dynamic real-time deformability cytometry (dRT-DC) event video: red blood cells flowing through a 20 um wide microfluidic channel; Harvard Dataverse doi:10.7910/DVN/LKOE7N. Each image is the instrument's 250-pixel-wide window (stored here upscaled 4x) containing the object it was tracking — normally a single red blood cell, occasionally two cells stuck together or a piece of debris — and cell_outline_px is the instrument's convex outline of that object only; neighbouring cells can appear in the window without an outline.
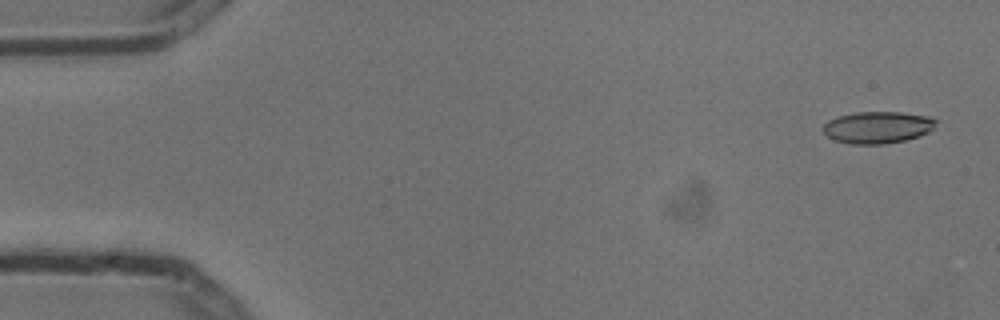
{"species": "common noctule bat (a hibernating species)", "species_latin": "Nyctalus noctula", "temperature_condition": "cold", "stored_images_in_passage": 4, "camera_frame_rate_fps": 3000, "um_per_image_px": 0.085, "animal": {"sex": "male", "body_mass_g": 13.3}, "frame": {"image": 1, "passage_image": 1, "time_ms": 0.0, "image_size_px": [1000, 320], "cell_outline_px": [[936, 120], [932, 128], [928, 132], [920, 136], [904, 140], [880, 144], [852, 144], [832, 140], [824, 132], [824, 124], [828, 120], [840, 116], [856, 112], [900, 112], [928, 116]], "centroid_in_image_um": [74.57, 10.83], "position_along_channel_um": 10.4, "area_um2": 20.75}}
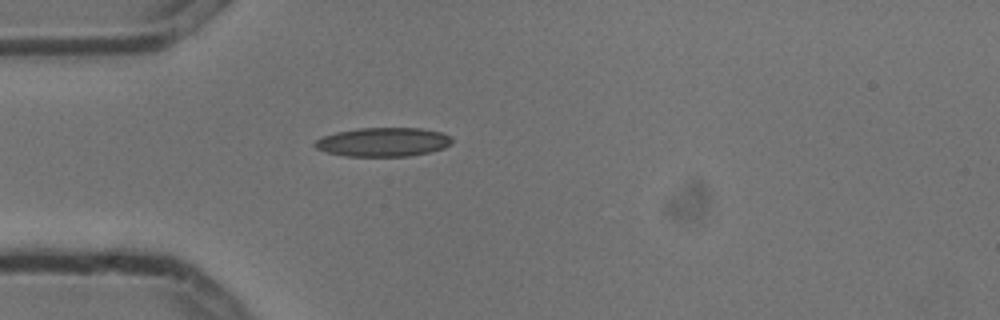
{"frame": {"image": 2, "passage_image": 4, "time_ms": 1.0, "image_size_px": [1000, 320], "cell_outline_px": [[452, 144], [444, 148], [432, 152], [408, 156], [348, 156], [328, 152], [316, 148], [312, 144], [316, 140], [324, 136], [336, 132], [356, 128], [420, 128], [440, 132], [452, 136]], "centroid_in_image_um": [32.6, 12.07], "position_along_channel_um": 52.4, "area_um2": 23.18}}